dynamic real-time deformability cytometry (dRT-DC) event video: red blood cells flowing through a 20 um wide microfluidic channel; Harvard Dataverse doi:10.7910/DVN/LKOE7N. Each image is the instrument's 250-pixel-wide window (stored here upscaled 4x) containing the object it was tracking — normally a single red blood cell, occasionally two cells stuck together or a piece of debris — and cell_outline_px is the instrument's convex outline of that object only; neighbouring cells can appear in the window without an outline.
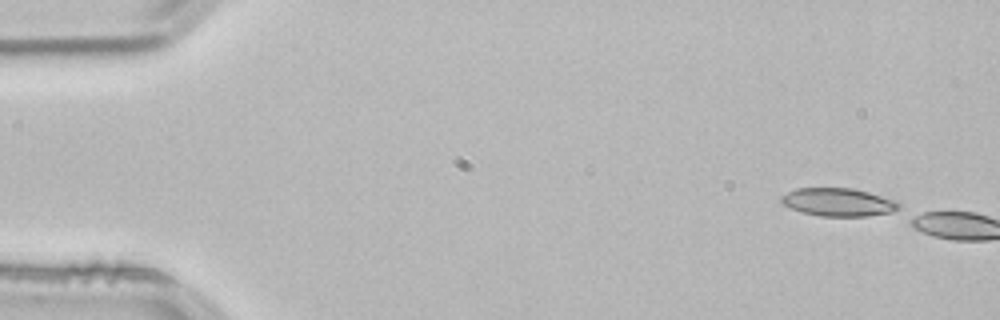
{"species": "common noctule bat (a hibernating species)", "species_latin": "Nyctalus noctula", "temperature_condition": "room temperature", "stored_images_in_passage": 3, "camera_frame_rate_fps": 3000, "um_per_image_px": 0.085, "animal": {"sex": "male", "body_mass_g": 21.5, "forearm_length_mm": 52.0}, "frame": {"image": 1, "passage_image": 1, "time_ms": 0.0, "image_size_px": [1000, 320], "cell_outline_px": [[900, 212], [868, 216], [820, 216], [800, 212], [784, 204], [780, 200], [780, 196], [796, 188], [852, 188], [868, 192], [896, 200], [900, 204]], "centroid_in_image_um": [71.32, 17.19], "position_along_channel_um": 13.7, "area_um2": 19.48}}